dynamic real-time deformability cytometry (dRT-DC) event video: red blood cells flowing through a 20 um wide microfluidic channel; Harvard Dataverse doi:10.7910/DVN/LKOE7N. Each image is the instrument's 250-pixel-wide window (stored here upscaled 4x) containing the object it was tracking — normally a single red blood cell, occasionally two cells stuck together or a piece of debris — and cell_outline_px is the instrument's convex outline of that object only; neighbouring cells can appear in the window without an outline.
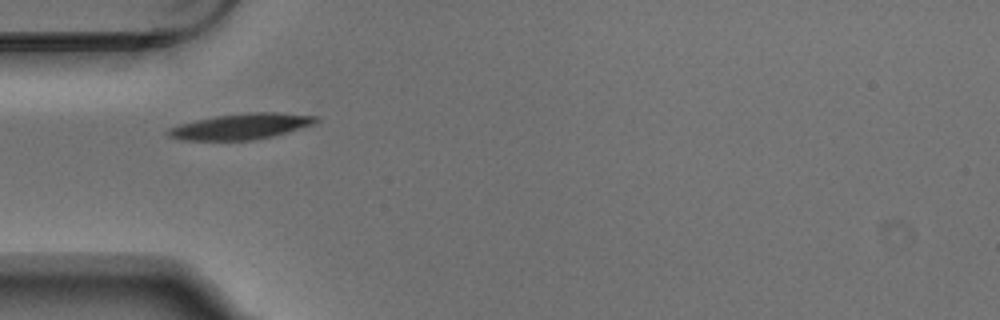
{"species": "Egyptian fruit bat (a non-hibernating species)", "species_latin": "Rousettus aegyptiacus", "temperature_condition": "warm", "stored_images_in_passage": 8, "camera_frame_rate_fps": 3000, "um_per_image_px": 0.085, "animal": {"sex": "male"}, "frame": {"image": 1, "passage_image": 5, "time_ms": 1.333, "image_size_px": [1000, 320], "cell_outline_px": [[320, 120], [312, 124], [272, 136], [252, 140], [180, 140], [168, 136], [164, 132], [168, 128], [180, 124], [196, 120], [216, 116], [252, 112], [276, 112], [316, 116]], "centroid_in_image_um": [20.42, 10.75], "position_along_channel_um": 64.6, "area_um2": 21.96}}
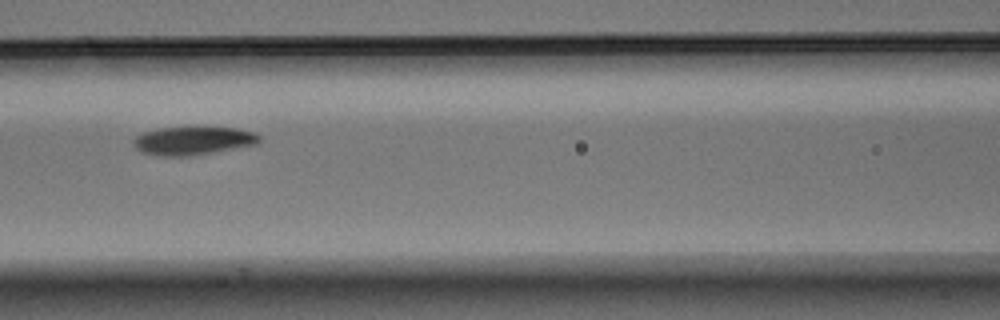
{"frame": {"image": 2, "passage_image": 7, "time_ms": 2.0, "image_size_px": [1000, 320], "cell_outline_px": [[260, 140], [256, 144], [212, 152], [184, 156], [160, 156], [144, 152], [136, 148], [132, 140], [136, 136], [144, 132], [156, 128], [188, 124], [236, 128], [252, 132], [260, 136]], "centroid_in_image_um": [16.37, 11.89], "position_along_channel_um": 150.2, "area_um2": 21.39}}
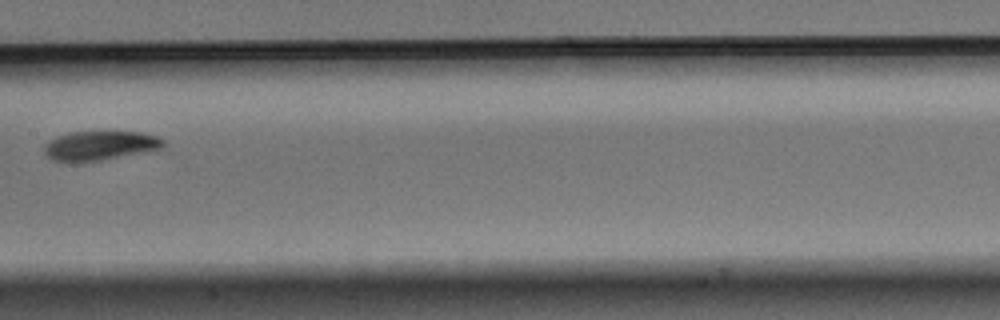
{"frame": {"image": 3, "passage_image": 8, "time_ms": 2.333, "image_size_px": [1000, 320], "cell_outline_px": [[164, 148], [100, 160], [56, 160], [48, 156], [44, 152], [44, 148], [48, 140], [56, 136], [72, 132], [144, 132], [156, 136], [164, 140]], "centroid_in_image_um": [8.54, 12.34], "position_along_channel_um": 198.9, "area_um2": 19.77}}